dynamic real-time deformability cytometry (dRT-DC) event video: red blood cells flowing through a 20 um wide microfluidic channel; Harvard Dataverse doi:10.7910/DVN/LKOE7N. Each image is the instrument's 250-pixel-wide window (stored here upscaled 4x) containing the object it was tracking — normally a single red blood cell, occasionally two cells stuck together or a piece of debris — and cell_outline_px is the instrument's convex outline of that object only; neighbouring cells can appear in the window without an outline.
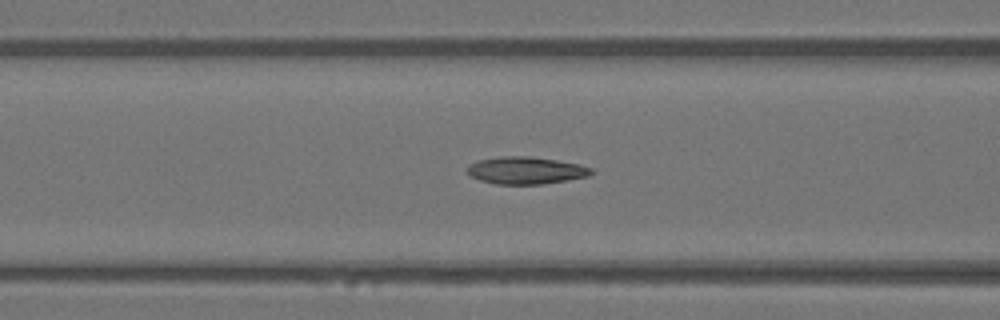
{"species": "Egyptian fruit bat (a non-hibernating species)", "species_latin": "Rousettus aegyptiacus", "temperature_condition": "warm", "stored_images_in_passage": 38, "camera_frame_rate_fps": 3000, "um_per_image_px": 0.085, "animal": {"sex": "female"}, "frame": {"image": 1, "passage_image": 9, "time_ms": 2.667, "image_size_px": [1000, 320], "cell_outline_px": [[592, 172], [588, 176], [544, 184], [496, 184], [480, 180], [468, 176], [468, 168], [476, 160], [500, 156], [528, 156], [556, 160], [580, 164], [592, 168]], "centroid_in_image_um": [44.68, 14.48], "position_along_channel_um": 121.9, "area_um2": 19.65}}
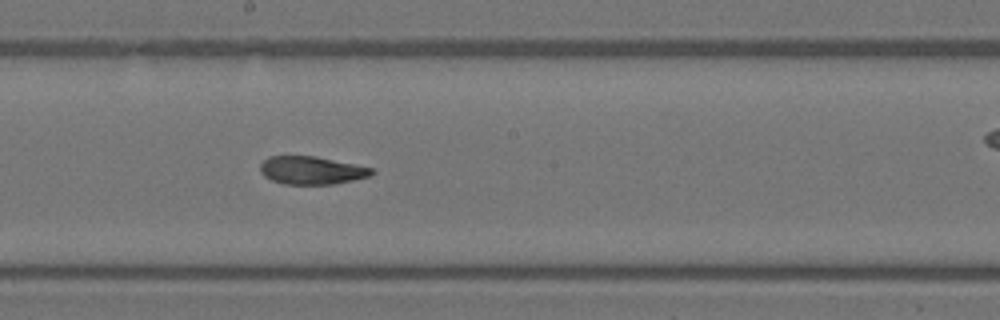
{"frame": {"image": 2, "passage_image": 16, "time_ms": 5.0, "image_size_px": [1000, 320], "cell_outline_px": [[376, 172], [372, 176], [332, 184], [284, 184], [272, 180], [264, 176], [260, 172], [260, 164], [268, 156], [316, 156], [372, 168]], "centroid_in_image_um": [26.48, 14.48], "position_along_channel_um": 221.7, "area_um2": 18.15}}
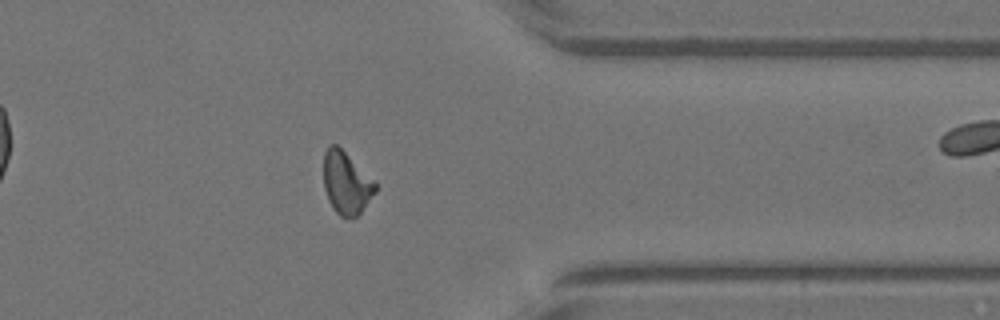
{"frame": {"image": 3, "passage_image": 28, "time_ms": 9.0, "image_size_px": [1000, 320], "cell_outline_px": [[376, 192], [360, 212], [356, 216], [340, 216], [336, 212], [328, 200], [324, 188], [324, 152], [328, 144], [336, 144], [376, 180]], "centroid_in_image_um": [29.44, 15.51], "position_along_channel_um": 382.0, "area_um2": 18.79}}